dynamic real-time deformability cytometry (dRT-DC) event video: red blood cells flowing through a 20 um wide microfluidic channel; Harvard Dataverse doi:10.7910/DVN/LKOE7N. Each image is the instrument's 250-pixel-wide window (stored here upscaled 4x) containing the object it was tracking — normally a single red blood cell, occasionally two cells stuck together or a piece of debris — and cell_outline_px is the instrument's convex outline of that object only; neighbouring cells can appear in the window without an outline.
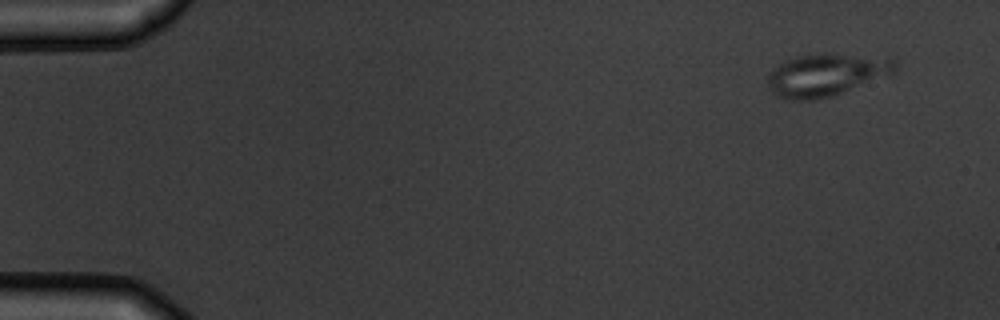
{"species": "common noctule bat (a hibernating species)", "species_latin": "Nyctalus noctula", "temperature_condition": "warm", "stored_images_in_passage": 4, "camera_frame_rate_fps": 3000, "um_per_image_px": 0.085, "animal": {"sex": "male", "body_mass_g": 19.5, "forearm_length_mm": 54.6}, "frame": {"image": 1, "passage_image": 1, "time_ms": 0.0, "image_size_px": [1000, 320], "cell_outline_px": [[896, 72], [832, 96], [816, 100], [784, 100], [776, 96], [772, 92], [768, 84], [768, 72], [784, 60], [796, 56], [844, 56], [896, 60]], "centroid_in_image_um": [70.11, 6.43], "position_along_channel_um": 14.9, "area_um2": 30.35}}